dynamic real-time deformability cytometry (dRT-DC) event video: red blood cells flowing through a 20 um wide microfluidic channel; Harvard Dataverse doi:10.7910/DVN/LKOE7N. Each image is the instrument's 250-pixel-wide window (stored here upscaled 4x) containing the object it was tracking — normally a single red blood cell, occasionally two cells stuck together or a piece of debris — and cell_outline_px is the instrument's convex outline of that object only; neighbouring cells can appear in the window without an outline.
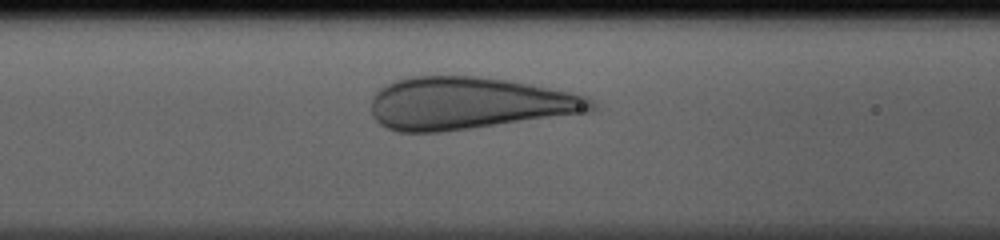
{"species": "human", "species_latin": "Homo sapiens", "temperature_condition": "cold", "stored_images_in_passage": 33, "camera_frame_rate_fps": 3000, "um_per_image_px": 0.085, "donor": {"sex": "male"}, "frame": {"image": 1, "passage_image": 13, "time_ms": 4.0, "image_size_px": [1000, 240], "cell_outline_px": [[596, 108], [588, 112], [440, 132], [396, 132], [380, 124], [372, 116], [372, 96], [380, 88], [396, 80], [412, 76], [476, 76], [504, 80], [528, 84], [588, 96], [596, 104]], "centroid_in_image_um": [39.79, 8.78], "position_along_channel_um": 126.8, "area_um2": 66.53}}
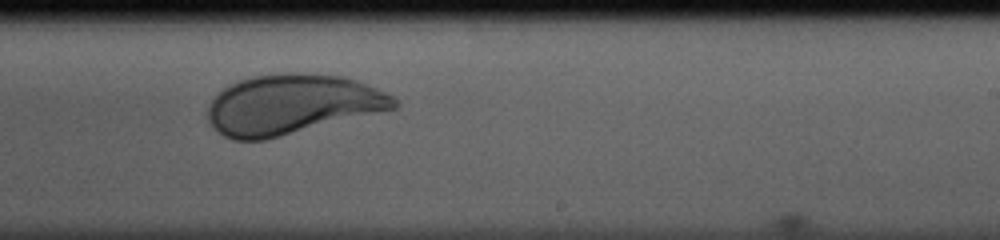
{"frame": {"image": 2, "passage_image": 23, "time_ms": 7.333, "image_size_px": [1000, 240], "cell_outline_px": [[400, 104], [396, 108], [264, 140], [232, 140], [224, 136], [208, 120], [208, 108], [212, 100], [224, 88], [240, 80], [252, 76], [284, 72], [300, 72], [344, 76], [356, 80], [384, 92], [392, 96]], "centroid_in_image_um": [24.82, 8.86], "position_along_channel_um": 264.2, "area_um2": 64.5}}
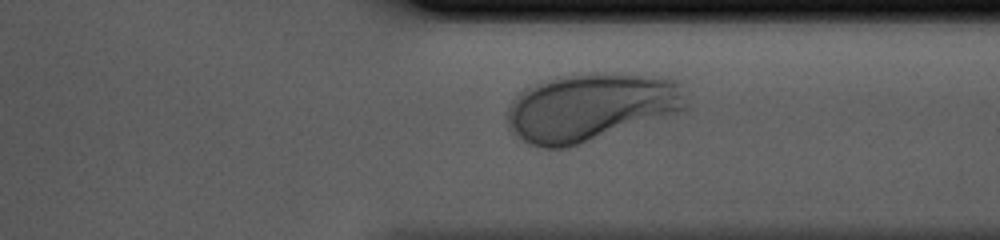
{"frame": {"image": 3, "passage_image": 30, "time_ms": 9.667, "image_size_px": [1000, 240], "cell_outline_px": [[688, 108], [684, 112], [564, 148], [544, 148], [528, 144], [512, 132], [508, 128], [508, 108], [512, 100], [524, 88], [544, 80], [556, 76], [576, 72], [624, 72], [672, 76], [684, 80], [688, 96]], "centroid_in_image_um": [50.36, 9.03], "position_along_channel_um": 361.0, "area_um2": 73.17}}